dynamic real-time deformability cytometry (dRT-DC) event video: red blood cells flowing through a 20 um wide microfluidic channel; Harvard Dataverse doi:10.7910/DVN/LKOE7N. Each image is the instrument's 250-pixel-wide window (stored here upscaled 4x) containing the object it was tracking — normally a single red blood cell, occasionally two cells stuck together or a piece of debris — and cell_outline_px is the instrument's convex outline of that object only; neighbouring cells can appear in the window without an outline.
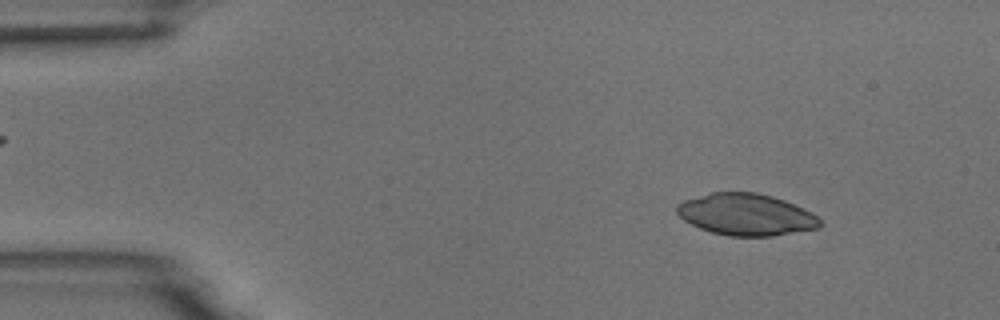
{"species": "common noctule bat (a hibernating species)", "species_latin": "Nyctalus noctula", "temperature_condition": "room temperature", "stored_images_in_passage": 3, "camera_frame_rate_fps": 3000, "um_per_image_px": 0.085, "animal": {"sex": "male", "body_mass_g": 18.8}, "frame": {"image": 1, "passage_image": 1, "time_ms": 0.0, "image_size_px": [1000, 320], "cell_outline_px": [[824, 224], [820, 228], [772, 236], [728, 236], [712, 232], [700, 228], [684, 220], [676, 212], [676, 204], [684, 200], [712, 192], [756, 192], [772, 196], [784, 200], [804, 208], [812, 212]], "centroid_in_image_um": [63.44, 18.24], "position_along_channel_um": 21.6, "area_um2": 34.91}}